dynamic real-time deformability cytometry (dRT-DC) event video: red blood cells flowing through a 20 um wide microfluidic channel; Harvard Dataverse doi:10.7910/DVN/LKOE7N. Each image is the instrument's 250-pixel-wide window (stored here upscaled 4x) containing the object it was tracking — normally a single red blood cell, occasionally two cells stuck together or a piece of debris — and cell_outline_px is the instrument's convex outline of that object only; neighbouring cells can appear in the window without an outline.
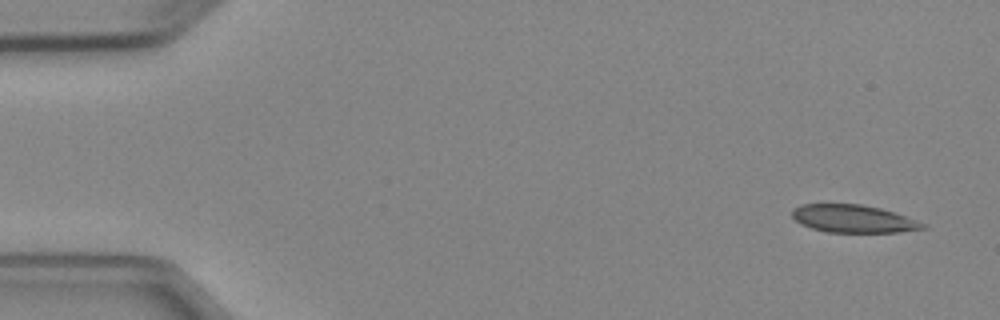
{"species": "Egyptian fruit bat (a non-hibernating species)", "species_latin": "Rousettus aegyptiacus", "temperature_condition": "cold", "stored_images_in_passage": 4, "camera_frame_rate_fps": 3000, "um_per_image_px": 0.085, "animal": {"sex": "female"}, "frame": {"image": 1, "passage_image": 1, "time_ms": 0.0, "image_size_px": [1000, 320], "cell_outline_px": [[928, 228], [900, 232], [828, 232], [812, 228], [800, 224], [792, 216], [792, 208], [800, 204], [860, 204], [880, 208], [916, 220], [924, 224]], "centroid_in_image_um": [72.49, 18.59], "position_along_channel_um": 12.5, "area_um2": 20.98}}
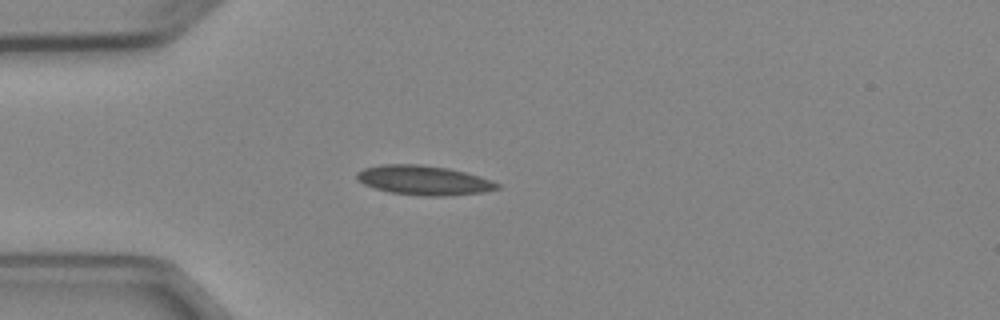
{"frame": {"image": 2, "passage_image": 4, "time_ms": 3.667, "image_size_px": [1000, 320], "cell_outline_px": [[500, 188], [484, 192], [444, 196], [420, 196], [388, 192], [364, 184], [356, 180], [356, 172], [364, 168], [380, 164], [420, 164], [448, 168], [480, 176], [492, 180], [500, 184]], "centroid_in_image_um": [36.01, 15.32], "position_along_channel_um": 49.0, "area_um2": 24.28}}